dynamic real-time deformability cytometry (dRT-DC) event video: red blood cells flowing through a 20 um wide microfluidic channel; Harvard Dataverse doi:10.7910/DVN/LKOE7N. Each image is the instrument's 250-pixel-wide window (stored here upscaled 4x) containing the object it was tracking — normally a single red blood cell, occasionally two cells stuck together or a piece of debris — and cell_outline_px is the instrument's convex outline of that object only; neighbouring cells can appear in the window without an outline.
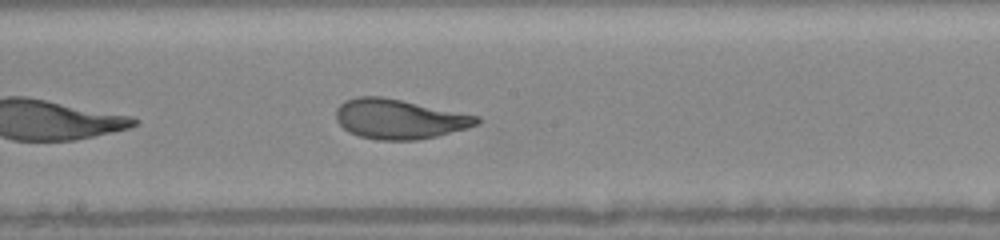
{"species": "human", "species_latin": "Homo sapiens", "temperature_condition": "warm", "stored_images_in_passage": 39, "camera_frame_rate_fps": 3000, "um_per_image_px": 0.085, "donor": {"sex": "female"}, "frame": {"image": 1, "passage_image": 21, "time_ms": 4.0, "image_size_px": [1000, 240], "cell_outline_px": [[480, 124], [468, 128], [436, 136], [416, 140], [380, 140], [360, 136], [348, 132], [336, 120], [336, 108], [344, 100], [356, 96], [380, 96], [480, 116]], "centroid_in_image_um": [33.93, 10.11], "position_along_channel_um": 214.3, "area_um2": 32.54}, "authors_computed_cell_mechanics": {"area_um2": 33.2928, "velocity_mm_per_s": 4.1034, "shape_relaxation_time_tau1_ms": 3.7462, "shape_relaxation_time_tau2_ms": null, "deformation_change_tau1": 0.2053, "deformation_change_tau2": null}}